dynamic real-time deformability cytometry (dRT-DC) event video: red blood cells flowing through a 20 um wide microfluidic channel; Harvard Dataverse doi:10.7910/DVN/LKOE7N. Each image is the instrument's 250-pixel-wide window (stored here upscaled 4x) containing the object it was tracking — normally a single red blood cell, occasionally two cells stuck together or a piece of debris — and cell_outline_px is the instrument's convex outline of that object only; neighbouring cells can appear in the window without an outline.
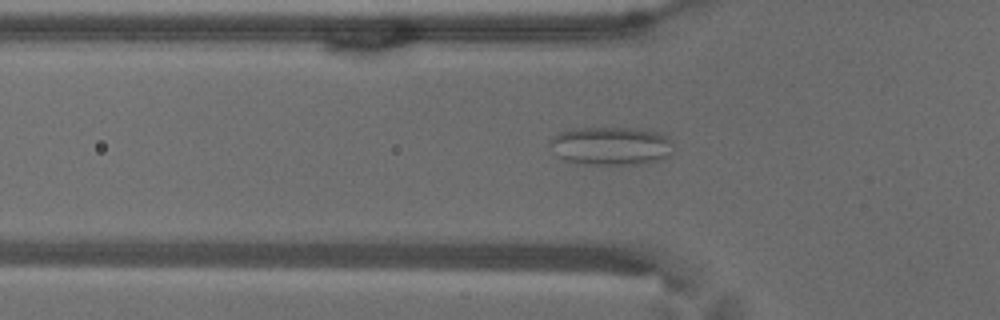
{"species": "common noctule bat (a hibernating species)", "species_latin": "Nyctalus noctula", "temperature_condition": "warm", "stored_images_in_passage": 54, "camera_frame_rate_fps": 3000, "um_per_image_px": 0.085, "animal": {"sex": "male", "body_mass_g": 18.8}, "frame": {"image": 1, "passage_image": 17, "time_ms": 5.333, "image_size_px": [1000, 320], "cell_outline_px": [[672, 144], [668, 156], [656, 160], [640, 164], [576, 164], [564, 160], [556, 156], [548, 144], [548, 140], [552, 136], [568, 128], [648, 128], [664, 132], [672, 140]], "centroid_in_image_um": [51.89, 12.38], "position_along_channel_um": 73.9, "area_um2": 28.32}}
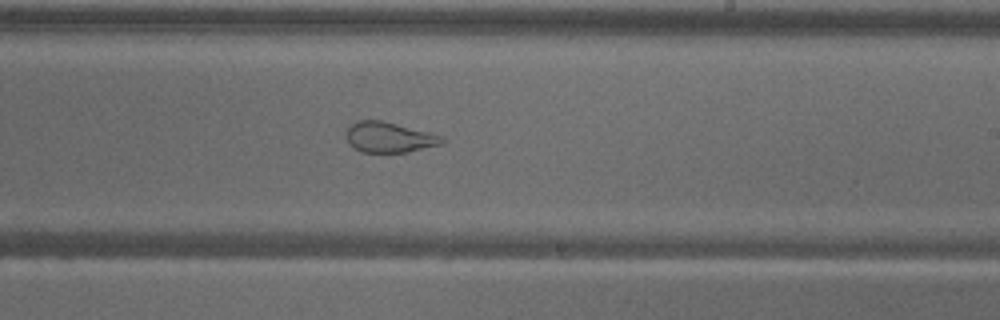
{"frame": {"image": 2, "passage_image": 32, "time_ms": 10.333, "image_size_px": [1000, 320], "cell_outline_px": [[448, 140], [444, 144], [408, 152], [360, 152], [352, 148], [344, 136], [344, 132], [356, 120], [384, 120], [432, 132], [444, 136]], "centroid_in_image_um": [33.12, 11.66], "position_along_channel_um": 255.9, "area_um2": 17.69}}
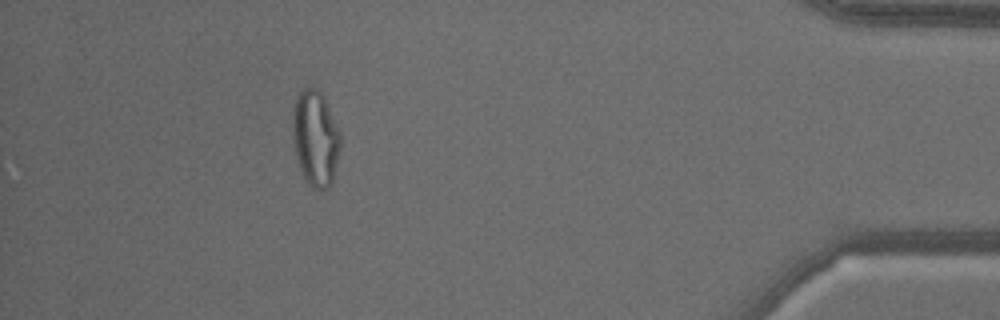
{"frame": {"image": 3, "passage_image": 49, "time_ms": 16.0, "image_size_px": [1000, 320], "cell_outline_px": [[340, 144], [332, 184], [324, 188], [312, 188], [304, 176], [300, 168], [296, 156], [292, 132], [292, 120], [296, 96], [304, 88], [316, 88], [324, 96], [340, 132]], "centroid_in_image_um": [26.8, 11.72], "position_along_channel_um": 408.4, "area_um2": 26.3}, "authors_computed_cell_mechanics": {"area_um2": 25.6632, "velocity_mm_per_s": 3.6205, "shape_relaxation_time_tau1_ms": null, "shape_relaxation_time_tau2_ms": 1.1408, "deformation_change_tau1": null, "deformation_change_tau2": 0.0892}}